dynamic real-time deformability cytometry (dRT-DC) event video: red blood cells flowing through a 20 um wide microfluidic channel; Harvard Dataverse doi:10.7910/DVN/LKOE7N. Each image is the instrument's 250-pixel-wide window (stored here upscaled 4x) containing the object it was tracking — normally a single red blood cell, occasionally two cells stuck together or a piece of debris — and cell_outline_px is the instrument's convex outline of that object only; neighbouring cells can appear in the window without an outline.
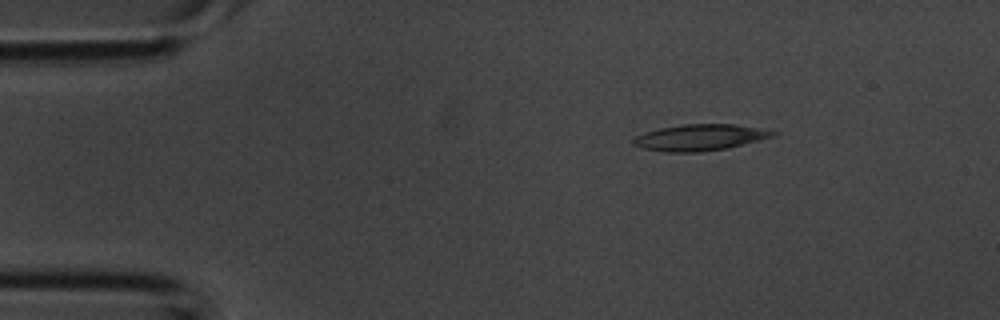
{"species": "common noctule bat (a hibernating species)", "species_latin": "Nyctalus noctula", "temperature_condition": "room temperature", "stored_images_in_passage": 4, "segment_of_instrument_passage": [2, 2], "camera_frame_rate_fps": 3000, "um_per_image_px": 0.085, "animal": {"sex": "male", "body_mass_g": 20.1, "forearm_length_mm": 53.5}, "frame": {"image": 1, "passage_image": 4, "time_ms": 1.0, "image_size_px": [1000, 320], "cell_outline_px": [[780, 132], [776, 136], [728, 148], [700, 152], [664, 152], [644, 148], [632, 144], [632, 140], [636, 136], [644, 132], [660, 128], [684, 124], [732, 124], [760, 128]], "centroid_in_image_um": [59.52, 11.68], "position_along_channel_um": 25.5, "area_um2": 21.44}}